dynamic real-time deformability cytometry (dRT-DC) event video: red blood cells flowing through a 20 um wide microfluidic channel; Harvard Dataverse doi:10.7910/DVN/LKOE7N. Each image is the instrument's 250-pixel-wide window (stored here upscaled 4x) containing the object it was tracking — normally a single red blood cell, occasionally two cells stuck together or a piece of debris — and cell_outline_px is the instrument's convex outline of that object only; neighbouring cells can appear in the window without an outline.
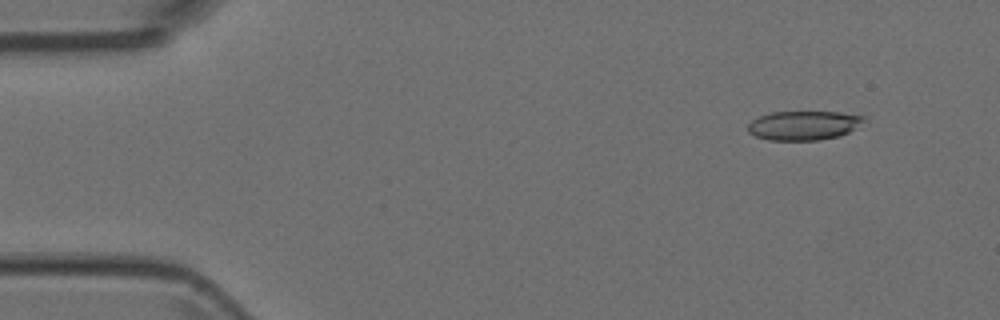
{"species": "Egyptian fruit bat (a non-hibernating species)", "species_latin": "Rousettus aegyptiacus", "temperature_condition": "room temperature", "stored_images_in_passage": 4, "camera_frame_rate_fps": 3000, "um_per_image_px": 0.085, "animal": {"sex": "female"}, "frame": {"image": 1, "passage_image": 1, "time_ms": 0.0, "image_size_px": [1000, 320], "cell_outline_px": [[864, 120], [848, 132], [840, 136], [816, 140], [768, 140], [756, 136], [748, 132], [748, 124], [752, 120], [760, 116], [772, 112], [840, 112], [864, 116]], "centroid_in_image_um": [68.27, 10.66], "position_along_channel_um": 16.7, "area_um2": 19.48}}
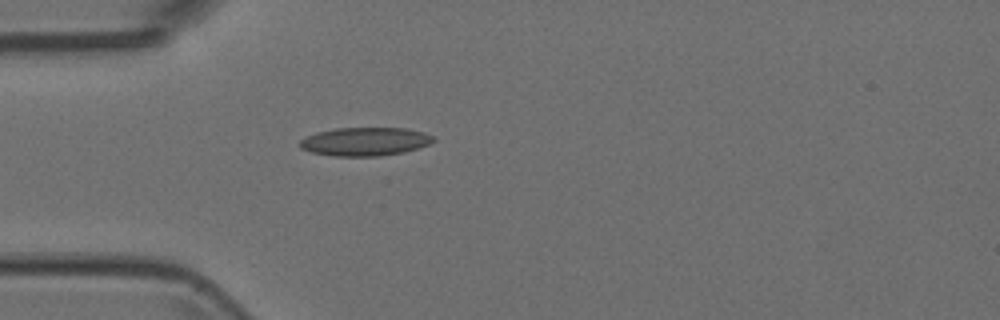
{"frame": {"image": 2, "passage_image": 4, "time_ms": 1.0, "image_size_px": [1000, 320], "cell_outline_px": [[436, 140], [428, 144], [404, 152], [380, 156], [336, 156], [312, 152], [300, 148], [300, 140], [316, 132], [336, 128], [408, 128], [424, 132], [432, 136]], "centroid_in_image_um": [31.03, 12.03], "position_along_channel_um": 54.0, "area_um2": 22.02}}